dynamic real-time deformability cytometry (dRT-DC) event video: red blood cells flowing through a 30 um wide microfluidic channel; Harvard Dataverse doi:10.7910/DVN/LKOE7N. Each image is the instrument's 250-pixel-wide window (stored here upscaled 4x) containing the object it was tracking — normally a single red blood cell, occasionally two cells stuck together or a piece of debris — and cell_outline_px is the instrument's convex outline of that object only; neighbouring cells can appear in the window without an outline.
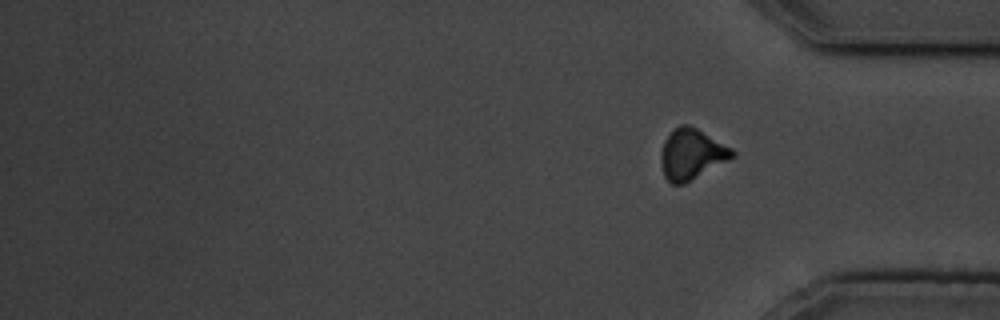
{"species": "common noctule bat (a hibernating species)", "species_latin": "Nyctalus noctula", "temperature_condition": "cold", "stored_images_in_passage": 18, "segment_of_instrument_passage": [2, 2], "camera_frame_rate_fps": 3000, "um_per_image_px": 0.085, "animal": {"sex": "male", "body_mass_g": 19.5, "forearm_length_mm": 54.6}, "frame": {"image": 1, "passage_image": 18, "time_ms": 19.667, "image_size_px": [1000, 320], "cell_outline_px": [[736, 156], [684, 184], [672, 184], [664, 176], [660, 160], [660, 152], [664, 140], [680, 124], [688, 124], [696, 128], [732, 148], [736, 152]], "centroid_in_image_um": [58.78, 13.11], "position_along_channel_um": 376.4, "area_um2": 20.92}}